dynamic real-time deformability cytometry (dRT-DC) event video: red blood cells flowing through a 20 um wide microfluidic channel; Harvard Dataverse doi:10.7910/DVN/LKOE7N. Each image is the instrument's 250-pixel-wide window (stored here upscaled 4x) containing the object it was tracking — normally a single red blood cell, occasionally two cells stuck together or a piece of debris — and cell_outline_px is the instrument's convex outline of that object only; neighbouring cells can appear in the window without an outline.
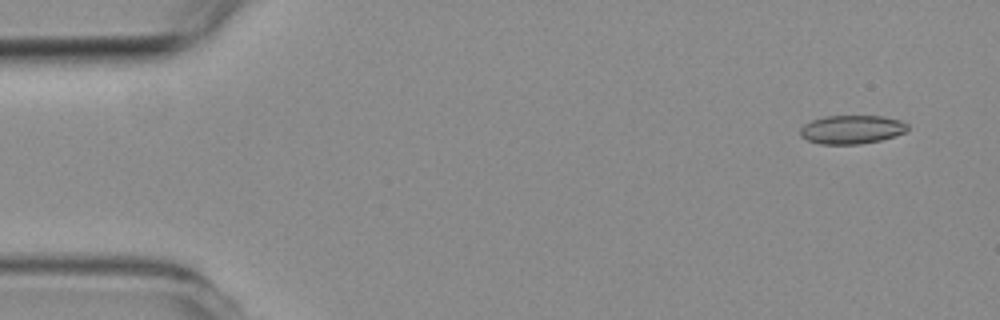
{"species": "common noctule bat (a hibernating species)", "species_latin": "Nyctalus noctula", "temperature_condition": "room temperature", "stored_images_in_passage": 5, "camera_frame_rate_fps": 3000, "um_per_image_px": 0.085, "animal": {"sex": "female", "body_mass_g": 19.3, "forearm_length_mm": 54.1}, "frame": {"image": 1, "passage_image": 1, "time_ms": 0.0, "image_size_px": [1000, 320], "cell_outline_px": [[908, 128], [904, 132], [896, 136], [880, 140], [860, 144], [820, 144], [808, 140], [800, 136], [800, 128], [804, 124], [812, 120], [824, 116], [884, 116], [900, 120], [908, 124]], "centroid_in_image_um": [72.39, 11.0], "position_along_channel_um": 12.6, "area_um2": 17.98}}
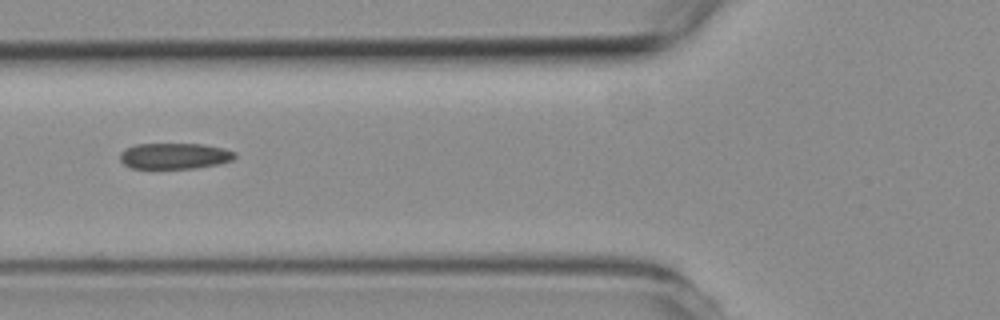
{"frame": {"image": 2, "passage_image": 4, "time_ms": 5.333, "image_size_px": [1000, 320], "cell_outline_px": [[236, 156], [232, 160], [220, 164], [196, 168], [132, 168], [124, 164], [120, 160], [120, 152], [136, 144], [204, 144], [224, 148], [236, 152]], "centroid_in_image_um": [14.88, 13.25], "position_along_channel_um": 110.9, "area_um2": 17.4}}
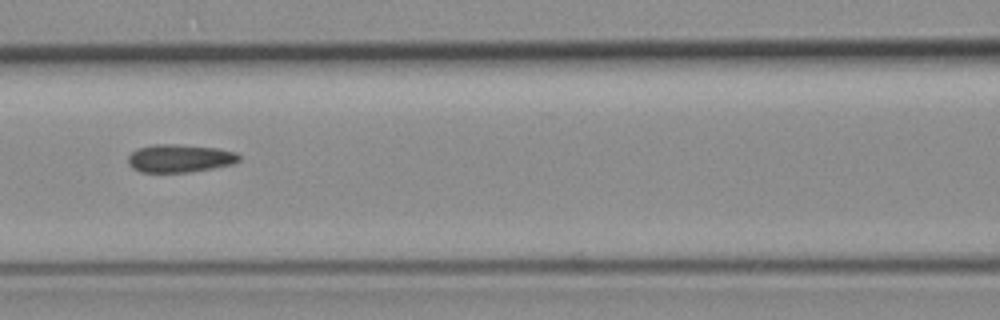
{"frame": {"image": 3, "passage_image": 5, "time_ms": 6.333, "image_size_px": [1000, 320], "cell_outline_px": [[240, 160], [232, 164], [212, 168], [188, 172], [140, 172], [132, 168], [128, 164], [128, 156], [132, 152], [140, 148], [152, 144], [172, 144], [216, 148], [236, 152], [240, 156]], "centroid_in_image_um": [15.26, 13.46], "position_along_channel_um": 151.3, "area_um2": 17.98}}